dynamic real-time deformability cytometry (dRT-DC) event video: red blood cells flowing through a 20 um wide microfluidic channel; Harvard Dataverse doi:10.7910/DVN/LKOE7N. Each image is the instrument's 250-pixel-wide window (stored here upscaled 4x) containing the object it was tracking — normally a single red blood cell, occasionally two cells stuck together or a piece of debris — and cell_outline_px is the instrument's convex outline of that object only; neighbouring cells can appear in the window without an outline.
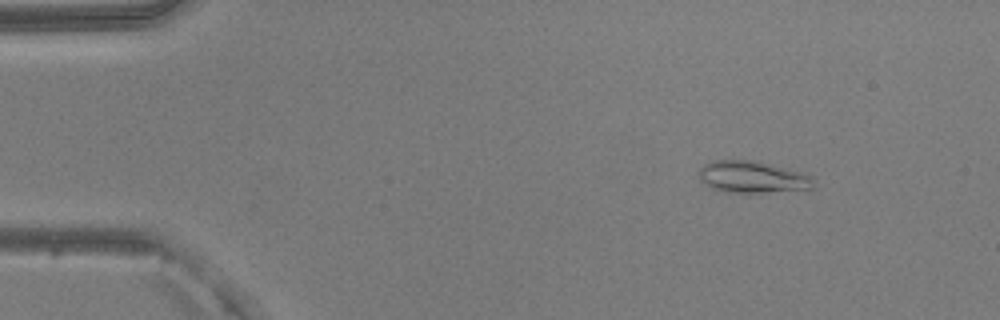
{"species": "common noctule bat (a hibernating species)", "species_latin": "Nyctalus noctula", "temperature_condition": "warm", "stored_images_in_passage": 15, "camera_frame_rate_fps": 3000, "um_per_image_px": 0.085, "animal": {"sex": "male", "body_mass_g": 20.5, "forearm_length_mm": 52.5}, "frame": {"image": 1, "passage_image": 7, "time_ms": 2.0, "image_size_px": [1000, 320], "cell_outline_px": [[812, 188], [768, 192], [732, 192], [712, 188], [700, 180], [700, 168], [704, 164], [712, 160], [756, 160], [800, 172], [812, 176]], "centroid_in_image_um": [63.93, 15.03], "position_along_channel_um": 21.1, "area_um2": 20.87}}